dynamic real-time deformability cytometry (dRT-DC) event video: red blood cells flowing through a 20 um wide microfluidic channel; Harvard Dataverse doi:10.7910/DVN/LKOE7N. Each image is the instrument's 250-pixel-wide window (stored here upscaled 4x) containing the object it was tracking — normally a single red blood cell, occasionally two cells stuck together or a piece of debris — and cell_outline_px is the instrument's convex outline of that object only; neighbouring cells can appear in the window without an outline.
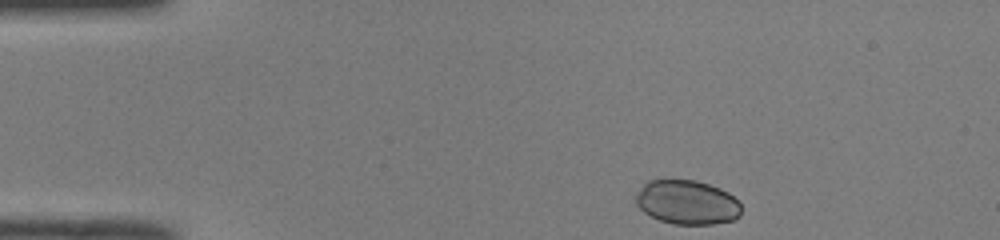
{"species": "common noctule bat (a hibernating species)", "species_latin": "Nyctalus noctula", "temperature_condition": "room temperature", "stored_images_in_passage": 36, "camera_frame_rate_fps": 3000, "um_per_image_px": 0.085, "animal": {"sex": "male", "body_mass_g": 19.0, "forearm_length_mm": 50.8}, "frame": {"image": 1, "passage_image": 1, "time_ms": 0.0, "image_size_px": [1000, 240], "cell_outline_px": [[740, 216], [732, 220], [712, 224], [672, 224], [660, 220], [644, 212], [636, 204], [636, 192], [648, 180], [696, 180], [720, 188], [728, 192], [740, 204]], "centroid_in_image_um": [58.39, 17.19], "position_along_channel_um": 26.6, "area_um2": 27.05}}
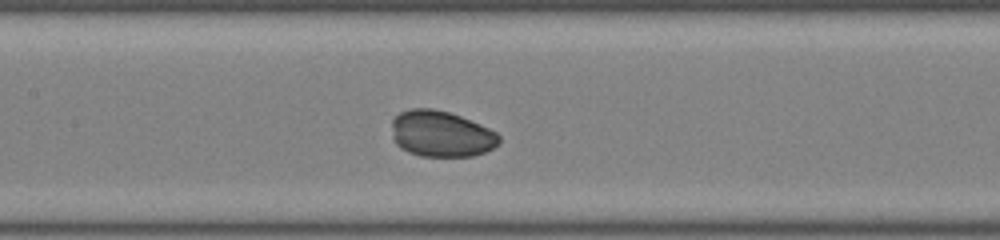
{"frame": {"image": 2, "passage_image": 17, "time_ms": 5.333, "image_size_px": [1000, 240], "cell_outline_px": [[500, 140], [492, 148], [484, 152], [472, 156], [420, 156], [408, 152], [400, 148], [396, 144], [392, 136], [392, 120], [400, 112], [408, 108], [432, 108], [448, 112], [460, 116], [488, 128], [496, 132], [500, 136]], "centroid_in_image_um": [37.45, 11.37], "position_along_channel_um": 169.9, "area_um2": 28.78}}
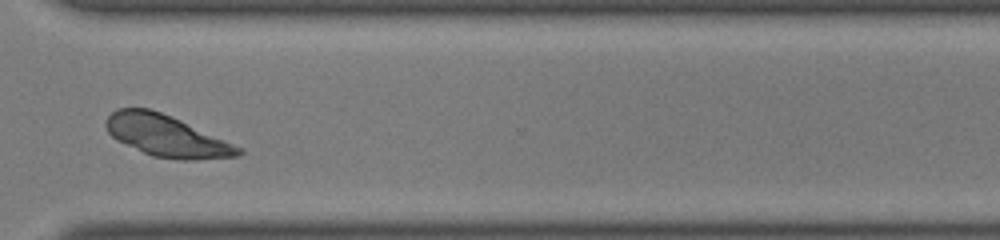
{"frame": {"image": 3, "passage_image": 31, "time_ms": 10.0, "image_size_px": [1000, 240], "cell_outline_px": [[244, 152], [240, 156], [196, 160], [180, 160], [152, 156], [116, 140], [108, 132], [104, 124], [108, 116], [116, 108], [148, 108], [160, 112], [180, 120], [244, 148]], "centroid_in_image_um": [14.17, 11.56], "position_along_channel_um": 356.4, "area_um2": 32.02}, "authors_computed_cell_mechanics": {"area_um2": 29.7381, "velocity_mm_per_s": 3.9942, "shape_relaxation_time_tau1_ms": 1.7014, "shape_relaxation_time_tau2_ms": null, "deformation_change_tau1": 0.0872, "deformation_change_tau2": null}}